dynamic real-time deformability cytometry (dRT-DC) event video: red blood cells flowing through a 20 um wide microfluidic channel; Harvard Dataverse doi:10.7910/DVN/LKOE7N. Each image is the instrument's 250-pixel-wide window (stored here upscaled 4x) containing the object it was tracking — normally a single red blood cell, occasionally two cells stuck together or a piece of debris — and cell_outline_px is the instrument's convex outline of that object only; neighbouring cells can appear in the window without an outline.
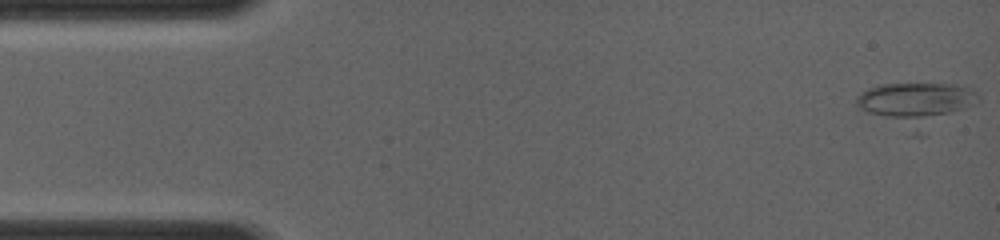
{"species": "common noctule bat (a hibernating species)", "species_latin": "Nyctalus noctula", "temperature_condition": "room temperature", "stored_images_in_passage": 15, "camera_frame_rate_fps": 4000, "um_per_image_px": 0.085, "animal": {"sex": "female", "body_mass_g": 19.0, "forearm_length_mm": 56.7}, "frame": {"image": 1, "passage_image": 1, "time_ms": 0.0, "image_size_px": [1000, 240], "cell_outline_px": [[980, 100], [976, 104], [964, 108], [948, 112], [912, 120], [908, 120], [868, 112], [860, 108], [856, 104], [856, 96], [860, 92], [868, 88], [880, 84], [956, 84], [968, 88], [980, 96]], "centroid_in_image_um": [77.81, 8.48], "position_along_channel_um": 7.2, "area_um2": 24.51}}
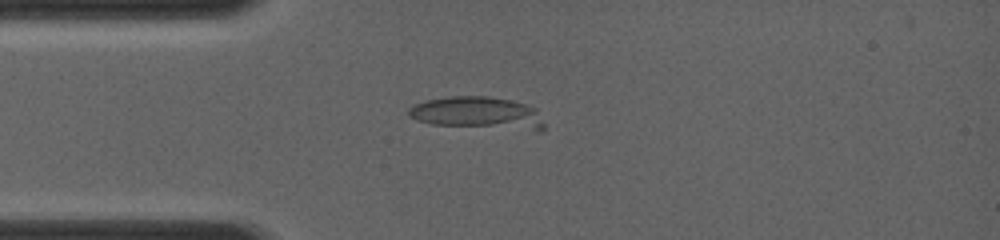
{"frame": {"image": 2, "passage_image": 14, "time_ms": 3.25, "image_size_px": [1000, 240], "cell_outline_px": [[544, 132], [536, 132], [432, 124], [416, 120], [408, 116], [408, 108], [424, 100], [452, 96], [488, 96], [512, 100], [528, 104], [536, 108], [544, 124]], "centroid_in_image_um": [40.68, 9.63], "position_along_channel_um": 44.3, "area_um2": 26.3}}